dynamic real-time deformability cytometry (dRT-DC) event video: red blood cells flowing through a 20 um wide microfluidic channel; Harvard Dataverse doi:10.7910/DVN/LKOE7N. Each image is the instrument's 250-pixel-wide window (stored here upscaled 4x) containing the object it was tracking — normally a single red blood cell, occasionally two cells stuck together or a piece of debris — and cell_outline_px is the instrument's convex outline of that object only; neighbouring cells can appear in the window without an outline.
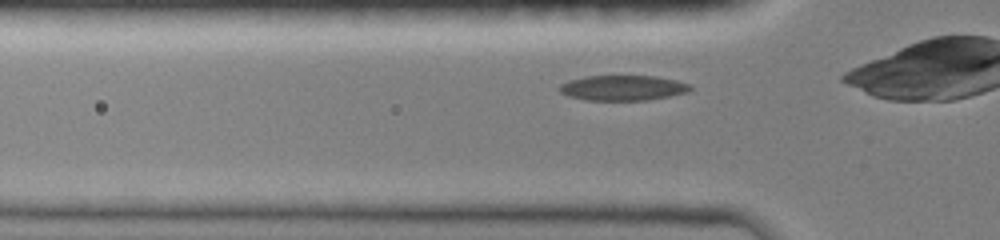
{"species": "common noctule bat (a hibernating species)", "species_latin": "Nyctalus noctula", "temperature_condition": "room temperature", "stored_images_in_passage": 28, "camera_frame_rate_fps": 3000, "um_per_image_px": 0.085, "animal": {"sex": "female", "body_mass_g": 19.0, "forearm_length_mm": 51.5}, "frame": {"image": 1, "passage_image": 4, "time_ms": 1.0, "image_size_px": [1000, 240], "cell_outline_px": [[692, 88], [688, 92], [668, 96], [644, 100], [588, 100], [568, 96], [560, 92], [560, 84], [568, 80], [584, 76], [656, 76], [676, 80], [692, 84]], "centroid_in_image_um": [52.95, 7.46], "position_along_channel_um": 72.9, "area_um2": 19.19}}
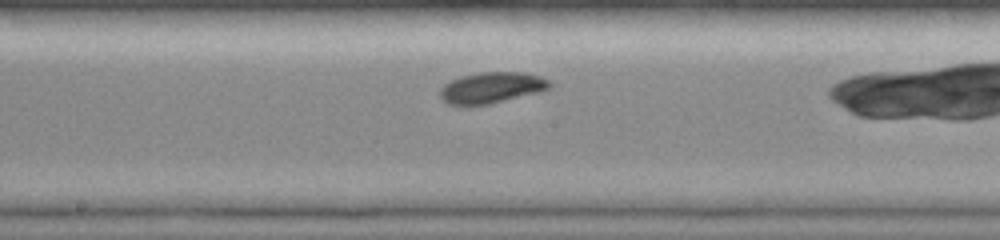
{"frame": {"image": 2, "passage_image": 14, "time_ms": 4.333, "image_size_px": [1000, 240], "cell_outline_px": [[552, 84], [548, 88], [540, 92], [488, 104], [448, 104], [440, 100], [440, 88], [444, 84], [460, 76], [480, 72], [524, 72], [540, 76], [548, 80]], "centroid_in_image_um": [41.77, 7.44], "position_along_channel_um": 206.4, "area_um2": 19.71}}
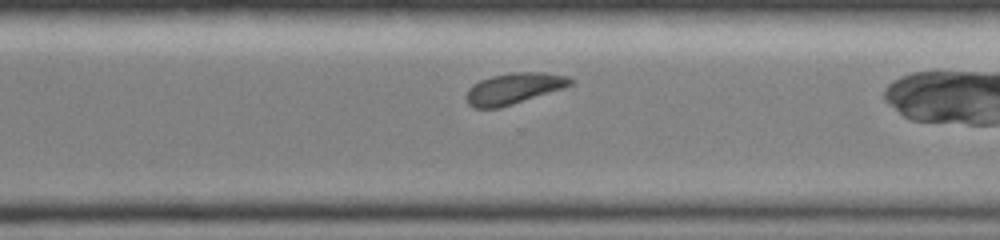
{"frame": {"image": 3, "passage_image": 23, "time_ms": 7.333, "image_size_px": [1000, 240], "cell_outline_px": [[572, 84], [564, 88], [500, 108], [472, 108], [468, 104], [468, 88], [472, 84], [480, 80], [492, 76], [512, 72], [540, 72], [568, 76], [572, 80]], "centroid_in_image_um": [43.67, 7.52], "position_along_channel_um": 326.9, "area_um2": 18.73}}